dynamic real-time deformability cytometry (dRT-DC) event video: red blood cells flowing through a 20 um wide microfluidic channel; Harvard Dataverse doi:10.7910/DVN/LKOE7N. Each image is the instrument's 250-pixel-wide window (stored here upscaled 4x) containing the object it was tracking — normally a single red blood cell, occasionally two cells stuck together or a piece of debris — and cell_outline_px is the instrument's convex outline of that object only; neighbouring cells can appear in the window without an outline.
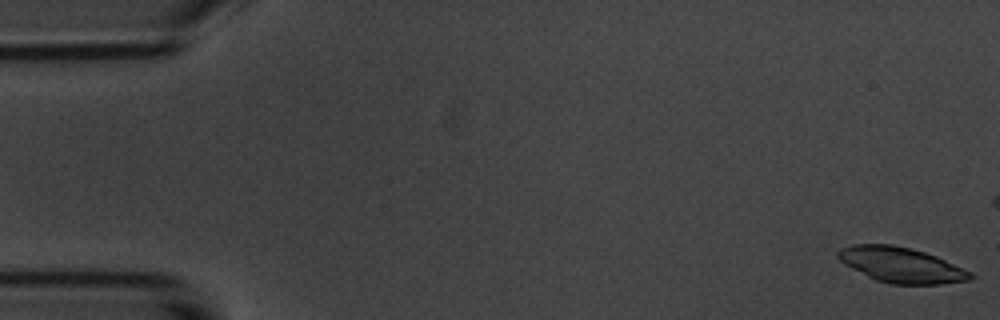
{"species": "common noctule bat (a hibernating species)", "species_latin": "Nyctalus noctula", "temperature_condition": "room temperature", "stored_images_in_passage": 6, "camera_frame_rate_fps": 3000, "um_per_image_px": 0.085, "animal": {"sex": "male", "body_mass_g": 20.1, "forearm_length_mm": 53.5}, "frame": {"image": 1, "passage_image": 1, "time_ms": 0.0, "image_size_px": [1000, 320], "cell_outline_px": [[976, 276], [972, 280], [940, 284], [888, 284], [876, 280], [844, 264], [836, 256], [836, 252], [840, 248], [852, 244], [892, 244], [912, 248], [936, 256], [972, 272]], "centroid_in_image_um": [76.61, 22.52], "position_along_channel_um": 8.4, "area_um2": 27.4}}